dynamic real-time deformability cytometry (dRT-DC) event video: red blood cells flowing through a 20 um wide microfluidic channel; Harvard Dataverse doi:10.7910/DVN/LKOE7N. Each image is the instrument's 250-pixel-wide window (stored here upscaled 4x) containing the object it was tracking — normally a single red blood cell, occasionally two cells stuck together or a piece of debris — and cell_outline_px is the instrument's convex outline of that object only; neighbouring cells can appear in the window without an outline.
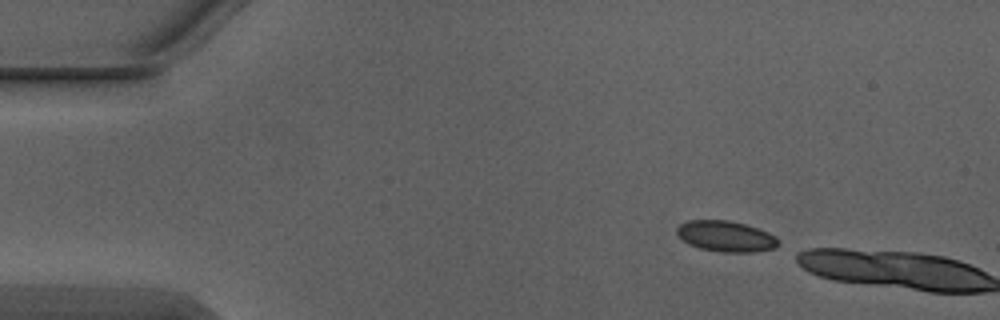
{"species": "Egyptian fruit bat (a non-hibernating species)", "species_latin": "Rousettus aegyptiacus", "temperature_condition": "warm", "stored_images_in_passage": 2, "camera_frame_rate_fps": 3000, "um_per_image_px": 0.085, "animal": {"sex": "male"}, "frame": {"image": 1, "passage_image": 1, "time_ms": 0.0, "image_size_px": [1000, 320], "cell_outline_px": [[780, 244], [776, 248], [756, 252], [724, 252], [700, 248], [688, 244], [676, 232], [676, 228], [680, 224], [688, 220], [728, 220], [744, 224], [768, 232], [776, 236], [780, 240]], "centroid_in_image_um": [61.74, 20.09], "position_along_channel_um": 23.3, "area_um2": 18.26}}